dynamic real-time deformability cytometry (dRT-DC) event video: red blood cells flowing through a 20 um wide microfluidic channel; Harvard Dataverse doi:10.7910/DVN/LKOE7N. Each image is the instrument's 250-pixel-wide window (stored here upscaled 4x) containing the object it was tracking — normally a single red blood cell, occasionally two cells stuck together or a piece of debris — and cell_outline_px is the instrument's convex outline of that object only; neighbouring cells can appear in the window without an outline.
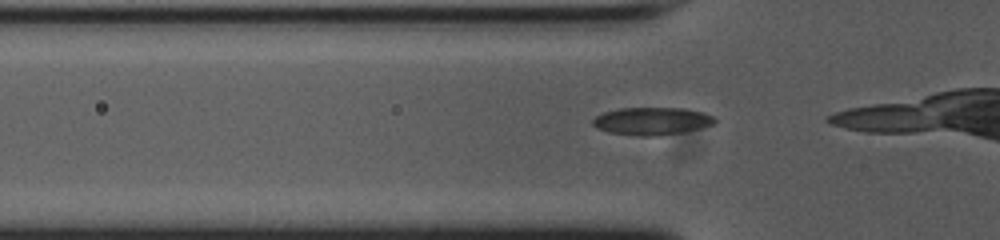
{"species": "common noctule bat (a hibernating species)", "species_latin": "Nyctalus noctula", "temperature_condition": "cold", "stored_images_in_passage": 13, "camera_frame_rate_fps": 3000, "um_per_image_px": 0.085, "animal": {"sex": "female", "body_mass_g": 23.0, "forearm_length_mm": 53.4}, "frame": {"image": 1, "passage_image": 10, "time_ms": 3.0, "image_size_px": [1000, 240], "cell_outline_px": [[716, 120], [712, 124], [680, 132], [656, 136], [636, 136], [608, 132], [596, 128], [592, 124], [592, 120], [596, 116], [604, 112], [620, 108], [684, 108], [700, 112], [712, 116]], "centroid_in_image_um": [55.32, 10.29], "position_along_channel_um": 70.5, "area_um2": 19.36}}